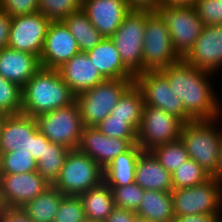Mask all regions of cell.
I'll return each mask as SVG.
<instances>
[{
  "label": "cell",
  "instance_id": "6da1fadb",
  "mask_svg": "<svg viewBox=\"0 0 222 222\" xmlns=\"http://www.w3.org/2000/svg\"><path fill=\"white\" fill-rule=\"evenodd\" d=\"M160 72L167 78L171 90L181 99L186 111V123L221 117V103L210 83L209 76L212 74L189 65L183 59Z\"/></svg>",
  "mask_w": 222,
  "mask_h": 222
},
{
  "label": "cell",
  "instance_id": "7a4b0ae2",
  "mask_svg": "<svg viewBox=\"0 0 222 222\" xmlns=\"http://www.w3.org/2000/svg\"><path fill=\"white\" fill-rule=\"evenodd\" d=\"M76 95L63 81L58 69L41 67L22 87V112L31 117L71 105Z\"/></svg>",
  "mask_w": 222,
  "mask_h": 222
},
{
  "label": "cell",
  "instance_id": "3957f363",
  "mask_svg": "<svg viewBox=\"0 0 222 222\" xmlns=\"http://www.w3.org/2000/svg\"><path fill=\"white\" fill-rule=\"evenodd\" d=\"M217 121L221 122L218 119L187 122L183 124L179 137L189 158L210 176L217 172L220 162L222 128H217Z\"/></svg>",
  "mask_w": 222,
  "mask_h": 222
},
{
  "label": "cell",
  "instance_id": "277c9868",
  "mask_svg": "<svg viewBox=\"0 0 222 222\" xmlns=\"http://www.w3.org/2000/svg\"><path fill=\"white\" fill-rule=\"evenodd\" d=\"M134 79H105L95 87L76 95L84 127H97L117 105Z\"/></svg>",
  "mask_w": 222,
  "mask_h": 222
},
{
  "label": "cell",
  "instance_id": "5b68a950",
  "mask_svg": "<svg viewBox=\"0 0 222 222\" xmlns=\"http://www.w3.org/2000/svg\"><path fill=\"white\" fill-rule=\"evenodd\" d=\"M47 142L48 139L38 130L34 117L23 113L9 114L0 132V154L17 150L30 152L38 162Z\"/></svg>",
  "mask_w": 222,
  "mask_h": 222
},
{
  "label": "cell",
  "instance_id": "8992f818",
  "mask_svg": "<svg viewBox=\"0 0 222 222\" xmlns=\"http://www.w3.org/2000/svg\"><path fill=\"white\" fill-rule=\"evenodd\" d=\"M103 182V169L88 155L73 149L68 152L59 177L52 184L65 196H79Z\"/></svg>",
  "mask_w": 222,
  "mask_h": 222
},
{
  "label": "cell",
  "instance_id": "52a82bcc",
  "mask_svg": "<svg viewBox=\"0 0 222 222\" xmlns=\"http://www.w3.org/2000/svg\"><path fill=\"white\" fill-rule=\"evenodd\" d=\"M153 11L167 26L174 50L183 59L204 28L195 6H169L159 3Z\"/></svg>",
  "mask_w": 222,
  "mask_h": 222
},
{
  "label": "cell",
  "instance_id": "ba28073f",
  "mask_svg": "<svg viewBox=\"0 0 222 222\" xmlns=\"http://www.w3.org/2000/svg\"><path fill=\"white\" fill-rule=\"evenodd\" d=\"M143 72L161 71L182 60L174 50L170 32L154 11H146Z\"/></svg>",
  "mask_w": 222,
  "mask_h": 222
},
{
  "label": "cell",
  "instance_id": "9c48e42d",
  "mask_svg": "<svg viewBox=\"0 0 222 222\" xmlns=\"http://www.w3.org/2000/svg\"><path fill=\"white\" fill-rule=\"evenodd\" d=\"M175 216L206 214L222 216V184L211 176L189 188L171 191Z\"/></svg>",
  "mask_w": 222,
  "mask_h": 222
},
{
  "label": "cell",
  "instance_id": "30bf717a",
  "mask_svg": "<svg viewBox=\"0 0 222 222\" xmlns=\"http://www.w3.org/2000/svg\"><path fill=\"white\" fill-rule=\"evenodd\" d=\"M38 130L51 142L77 149L83 132L77 102L35 117Z\"/></svg>",
  "mask_w": 222,
  "mask_h": 222
},
{
  "label": "cell",
  "instance_id": "8fae6325",
  "mask_svg": "<svg viewBox=\"0 0 222 222\" xmlns=\"http://www.w3.org/2000/svg\"><path fill=\"white\" fill-rule=\"evenodd\" d=\"M146 11L130 10L110 37L124 66L136 76L143 73V42Z\"/></svg>",
  "mask_w": 222,
  "mask_h": 222
},
{
  "label": "cell",
  "instance_id": "7c38bea8",
  "mask_svg": "<svg viewBox=\"0 0 222 222\" xmlns=\"http://www.w3.org/2000/svg\"><path fill=\"white\" fill-rule=\"evenodd\" d=\"M183 122L160 108L144 105L137 145L143 151L173 142L179 139Z\"/></svg>",
  "mask_w": 222,
  "mask_h": 222
},
{
  "label": "cell",
  "instance_id": "4fadbf2b",
  "mask_svg": "<svg viewBox=\"0 0 222 222\" xmlns=\"http://www.w3.org/2000/svg\"><path fill=\"white\" fill-rule=\"evenodd\" d=\"M51 22L40 12L13 16L8 47L40 58Z\"/></svg>",
  "mask_w": 222,
  "mask_h": 222
},
{
  "label": "cell",
  "instance_id": "5bb4252c",
  "mask_svg": "<svg viewBox=\"0 0 222 222\" xmlns=\"http://www.w3.org/2000/svg\"><path fill=\"white\" fill-rule=\"evenodd\" d=\"M134 82L142 92L145 105L160 108L186 123L182 101L171 90L167 78L160 71L139 73Z\"/></svg>",
  "mask_w": 222,
  "mask_h": 222
},
{
  "label": "cell",
  "instance_id": "9a60e30c",
  "mask_svg": "<svg viewBox=\"0 0 222 222\" xmlns=\"http://www.w3.org/2000/svg\"><path fill=\"white\" fill-rule=\"evenodd\" d=\"M51 184L37 171L0 174V191L5 207H23L42 194Z\"/></svg>",
  "mask_w": 222,
  "mask_h": 222
},
{
  "label": "cell",
  "instance_id": "2e32d148",
  "mask_svg": "<svg viewBox=\"0 0 222 222\" xmlns=\"http://www.w3.org/2000/svg\"><path fill=\"white\" fill-rule=\"evenodd\" d=\"M183 60L189 65L210 74L221 69L222 24L204 26L195 45Z\"/></svg>",
  "mask_w": 222,
  "mask_h": 222
},
{
  "label": "cell",
  "instance_id": "e0dca14e",
  "mask_svg": "<svg viewBox=\"0 0 222 222\" xmlns=\"http://www.w3.org/2000/svg\"><path fill=\"white\" fill-rule=\"evenodd\" d=\"M133 144H137V139L112 138L103 134L97 127H84L77 149L104 169Z\"/></svg>",
  "mask_w": 222,
  "mask_h": 222
},
{
  "label": "cell",
  "instance_id": "ac0fdd59",
  "mask_svg": "<svg viewBox=\"0 0 222 222\" xmlns=\"http://www.w3.org/2000/svg\"><path fill=\"white\" fill-rule=\"evenodd\" d=\"M79 52L78 44L65 24L62 21H52L39 58L41 67L58 69Z\"/></svg>",
  "mask_w": 222,
  "mask_h": 222
},
{
  "label": "cell",
  "instance_id": "d6986e66",
  "mask_svg": "<svg viewBox=\"0 0 222 222\" xmlns=\"http://www.w3.org/2000/svg\"><path fill=\"white\" fill-rule=\"evenodd\" d=\"M81 9L104 38H110L130 12L126 0H87Z\"/></svg>",
  "mask_w": 222,
  "mask_h": 222
},
{
  "label": "cell",
  "instance_id": "ffe728a7",
  "mask_svg": "<svg viewBox=\"0 0 222 222\" xmlns=\"http://www.w3.org/2000/svg\"><path fill=\"white\" fill-rule=\"evenodd\" d=\"M63 81L75 94L98 85L106 78L96 69L86 52H79L58 68Z\"/></svg>",
  "mask_w": 222,
  "mask_h": 222
},
{
  "label": "cell",
  "instance_id": "44dd1931",
  "mask_svg": "<svg viewBox=\"0 0 222 222\" xmlns=\"http://www.w3.org/2000/svg\"><path fill=\"white\" fill-rule=\"evenodd\" d=\"M41 68L39 58L9 47L0 49V76L21 88Z\"/></svg>",
  "mask_w": 222,
  "mask_h": 222
},
{
  "label": "cell",
  "instance_id": "7402d4cb",
  "mask_svg": "<svg viewBox=\"0 0 222 222\" xmlns=\"http://www.w3.org/2000/svg\"><path fill=\"white\" fill-rule=\"evenodd\" d=\"M135 183L144 190L171 192L172 175L150 151H143L139 156L135 171Z\"/></svg>",
  "mask_w": 222,
  "mask_h": 222
},
{
  "label": "cell",
  "instance_id": "603a6c76",
  "mask_svg": "<svg viewBox=\"0 0 222 222\" xmlns=\"http://www.w3.org/2000/svg\"><path fill=\"white\" fill-rule=\"evenodd\" d=\"M86 53L96 69L106 79H135V76L124 66L119 52L110 38H104Z\"/></svg>",
  "mask_w": 222,
  "mask_h": 222
},
{
  "label": "cell",
  "instance_id": "cb8c5ba5",
  "mask_svg": "<svg viewBox=\"0 0 222 222\" xmlns=\"http://www.w3.org/2000/svg\"><path fill=\"white\" fill-rule=\"evenodd\" d=\"M143 150L133 144L103 169V182L109 187H122L135 182L136 165Z\"/></svg>",
  "mask_w": 222,
  "mask_h": 222
},
{
  "label": "cell",
  "instance_id": "d4e9b609",
  "mask_svg": "<svg viewBox=\"0 0 222 222\" xmlns=\"http://www.w3.org/2000/svg\"><path fill=\"white\" fill-rule=\"evenodd\" d=\"M136 214L149 222H172L175 215L171 192L144 190Z\"/></svg>",
  "mask_w": 222,
  "mask_h": 222
},
{
  "label": "cell",
  "instance_id": "484cf974",
  "mask_svg": "<svg viewBox=\"0 0 222 222\" xmlns=\"http://www.w3.org/2000/svg\"><path fill=\"white\" fill-rule=\"evenodd\" d=\"M144 105L142 92L133 82L121 95L110 115L115 119L125 120L138 132Z\"/></svg>",
  "mask_w": 222,
  "mask_h": 222
},
{
  "label": "cell",
  "instance_id": "4316f807",
  "mask_svg": "<svg viewBox=\"0 0 222 222\" xmlns=\"http://www.w3.org/2000/svg\"><path fill=\"white\" fill-rule=\"evenodd\" d=\"M87 218L104 222L115 208L111 189L102 182L100 185L79 195Z\"/></svg>",
  "mask_w": 222,
  "mask_h": 222
},
{
  "label": "cell",
  "instance_id": "83f0119b",
  "mask_svg": "<svg viewBox=\"0 0 222 222\" xmlns=\"http://www.w3.org/2000/svg\"><path fill=\"white\" fill-rule=\"evenodd\" d=\"M62 22L75 38L80 52L93 49L104 39L81 8L64 18Z\"/></svg>",
  "mask_w": 222,
  "mask_h": 222
},
{
  "label": "cell",
  "instance_id": "f1b7e54d",
  "mask_svg": "<svg viewBox=\"0 0 222 222\" xmlns=\"http://www.w3.org/2000/svg\"><path fill=\"white\" fill-rule=\"evenodd\" d=\"M64 196L51 185L35 199L27 202L22 209L32 222H54Z\"/></svg>",
  "mask_w": 222,
  "mask_h": 222
},
{
  "label": "cell",
  "instance_id": "f546056e",
  "mask_svg": "<svg viewBox=\"0 0 222 222\" xmlns=\"http://www.w3.org/2000/svg\"><path fill=\"white\" fill-rule=\"evenodd\" d=\"M69 148L56 144L48 140L45 151L41 159L37 162V172L45 178L51 185L59 177Z\"/></svg>",
  "mask_w": 222,
  "mask_h": 222
},
{
  "label": "cell",
  "instance_id": "4dcf8cb0",
  "mask_svg": "<svg viewBox=\"0 0 222 222\" xmlns=\"http://www.w3.org/2000/svg\"><path fill=\"white\" fill-rule=\"evenodd\" d=\"M160 164L171 174L189 159L185 145L180 140L157 146L150 150Z\"/></svg>",
  "mask_w": 222,
  "mask_h": 222
},
{
  "label": "cell",
  "instance_id": "1f68e13d",
  "mask_svg": "<svg viewBox=\"0 0 222 222\" xmlns=\"http://www.w3.org/2000/svg\"><path fill=\"white\" fill-rule=\"evenodd\" d=\"M173 189L189 188L199 185L211 176L193 159L189 158L172 174Z\"/></svg>",
  "mask_w": 222,
  "mask_h": 222
},
{
  "label": "cell",
  "instance_id": "d6a6232c",
  "mask_svg": "<svg viewBox=\"0 0 222 222\" xmlns=\"http://www.w3.org/2000/svg\"><path fill=\"white\" fill-rule=\"evenodd\" d=\"M37 171V162L30 152L12 151L0 154V174H20Z\"/></svg>",
  "mask_w": 222,
  "mask_h": 222
},
{
  "label": "cell",
  "instance_id": "836d02e7",
  "mask_svg": "<svg viewBox=\"0 0 222 222\" xmlns=\"http://www.w3.org/2000/svg\"><path fill=\"white\" fill-rule=\"evenodd\" d=\"M115 207L137 211L143 200L144 189L135 182L122 187H110Z\"/></svg>",
  "mask_w": 222,
  "mask_h": 222
},
{
  "label": "cell",
  "instance_id": "e575fe53",
  "mask_svg": "<svg viewBox=\"0 0 222 222\" xmlns=\"http://www.w3.org/2000/svg\"><path fill=\"white\" fill-rule=\"evenodd\" d=\"M0 110L9 114L22 112V88L0 76Z\"/></svg>",
  "mask_w": 222,
  "mask_h": 222
},
{
  "label": "cell",
  "instance_id": "d590c367",
  "mask_svg": "<svg viewBox=\"0 0 222 222\" xmlns=\"http://www.w3.org/2000/svg\"><path fill=\"white\" fill-rule=\"evenodd\" d=\"M80 8L76 0H38V12L51 21H62Z\"/></svg>",
  "mask_w": 222,
  "mask_h": 222
},
{
  "label": "cell",
  "instance_id": "8d00e7d4",
  "mask_svg": "<svg viewBox=\"0 0 222 222\" xmlns=\"http://www.w3.org/2000/svg\"><path fill=\"white\" fill-rule=\"evenodd\" d=\"M85 217L79 196H64L54 222H81Z\"/></svg>",
  "mask_w": 222,
  "mask_h": 222
},
{
  "label": "cell",
  "instance_id": "74e56055",
  "mask_svg": "<svg viewBox=\"0 0 222 222\" xmlns=\"http://www.w3.org/2000/svg\"><path fill=\"white\" fill-rule=\"evenodd\" d=\"M97 128L106 136L119 139H137V131L125 120H119L110 114L103 119Z\"/></svg>",
  "mask_w": 222,
  "mask_h": 222
},
{
  "label": "cell",
  "instance_id": "f35d334b",
  "mask_svg": "<svg viewBox=\"0 0 222 222\" xmlns=\"http://www.w3.org/2000/svg\"><path fill=\"white\" fill-rule=\"evenodd\" d=\"M195 8L204 26L222 24V0H197Z\"/></svg>",
  "mask_w": 222,
  "mask_h": 222
},
{
  "label": "cell",
  "instance_id": "ab89813d",
  "mask_svg": "<svg viewBox=\"0 0 222 222\" xmlns=\"http://www.w3.org/2000/svg\"><path fill=\"white\" fill-rule=\"evenodd\" d=\"M0 8L11 17L38 12V0H0Z\"/></svg>",
  "mask_w": 222,
  "mask_h": 222
},
{
  "label": "cell",
  "instance_id": "60d3db41",
  "mask_svg": "<svg viewBox=\"0 0 222 222\" xmlns=\"http://www.w3.org/2000/svg\"><path fill=\"white\" fill-rule=\"evenodd\" d=\"M0 222H32L21 207H5L0 213Z\"/></svg>",
  "mask_w": 222,
  "mask_h": 222
},
{
  "label": "cell",
  "instance_id": "b9f144b4",
  "mask_svg": "<svg viewBox=\"0 0 222 222\" xmlns=\"http://www.w3.org/2000/svg\"><path fill=\"white\" fill-rule=\"evenodd\" d=\"M12 17L0 8V49L8 47Z\"/></svg>",
  "mask_w": 222,
  "mask_h": 222
},
{
  "label": "cell",
  "instance_id": "7bdbcfd3",
  "mask_svg": "<svg viewBox=\"0 0 222 222\" xmlns=\"http://www.w3.org/2000/svg\"><path fill=\"white\" fill-rule=\"evenodd\" d=\"M136 216L135 211L115 207L104 222H133Z\"/></svg>",
  "mask_w": 222,
  "mask_h": 222
},
{
  "label": "cell",
  "instance_id": "ee69618b",
  "mask_svg": "<svg viewBox=\"0 0 222 222\" xmlns=\"http://www.w3.org/2000/svg\"><path fill=\"white\" fill-rule=\"evenodd\" d=\"M130 10L153 11L160 3V0H126Z\"/></svg>",
  "mask_w": 222,
  "mask_h": 222
},
{
  "label": "cell",
  "instance_id": "f6af8a7d",
  "mask_svg": "<svg viewBox=\"0 0 222 222\" xmlns=\"http://www.w3.org/2000/svg\"><path fill=\"white\" fill-rule=\"evenodd\" d=\"M217 215H206V214H194L175 216L172 222H217Z\"/></svg>",
  "mask_w": 222,
  "mask_h": 222
},
{
  "label": "cell",
  "instance_id": "bcb514c9",
  "mask_svg": "<svg viewBox=\"0 0 222 222\" xmlns=\"http://www.w3.org/2000/svg\"><path fill=\"white\" fill-rule=\"evenodd\" d=\"M197 0H160V3L169 6H195Z\"/></svg>",
  "mask_w": 222,
  "mask_h": 222
},
{
  "label": "cell",
  "instance_id": "7dc6e473",
  "mask_svg": "<svg viewBox=\"0 0 222 222\" xmlns=\"http://www.w3.org/2000/svg\"><path fill=\"white\" fill-rule=\"evenodd\" d=\"M218 182L222 184V139H221V149H220V162L217 172L213 175Z\"/></svg>",
  "mask_w": 222,
  "mask_h": 222
},
{
  "label": "cell",
  "instance_id": "c3c4849f",
  "mask_svg": "<svg viewBox=\"0 0 222 222\" xmlns=\"http://www.w3.org/2000/svg\"><path fill=\"white\" fill-rule=\"evenodd\" d=\"M7 115H8L7 113L0 110V132H1L3 122H4L5 118L7 117Z\"/></svg>",
  "mask_w": 222,
  "mask_h": 222
},
{
  "label": "cell",
  "instance_id": "681fc988",
  "mask_svg": "<svg viewBox=\"0 0 222 222\" xmlns=\"http://www.w3.org/2000/svg\"><path fill=\"white\" fill-rule=\"evenodd\" d=\"M133 222H149V221L137 215Z\"/></svg>",
  "mask_w": 222,
  "mask_h": 222
},
{
  "label": "cell",
  "instance_id": "f907efd6",
  "mask_svg": "<svg viewBox=\"0 0 222 222\" xmlns=\"http://www.w3.org/2000/svg\"><path fill=\"white\" fill-rule=\"evenodd\" d=\"M81 222H101V221H97V220L85 217Z\"/></svg>",
  "mask_w": 222,
  "mask_h": 222
},
{
  "label": "cell",
  "instance_id": "816d5d0a",
  "mask_svg": "<svg viewBox=\"0 0 222 222\" xmlns=\"http://www.w3.org/2000/svg\"><path fill=\"white\" fill-rule=\"evenodd\" d=\"M5 208L3 202H2V198H1V191H0V213L2 212V210Z\"/></svg>",
  "mask_w": 222,
  "mask_h": 222
},
{
  "label": "cell",
  "instance_id": "f5cc1de1",
  "mask_svg": "<svg viewBox=\"0 0 222 222\" xmlns=\"http://www.w3.org/2000/svg\"><path fill=\"white\" fill-rule=\"evenodd\" d=\"M80 6H82L87 0H76Z\"/></svg>",
  "mask_w": 222,
  "mask_h": 222
},
{
  "label": "cell",
  "instance_id": "db71d44e",
  "mask_svg": "<svg viewBox=\"0 0 222 222\" xmlns=\"http://www.w3.org/2000/svg\"><path fill=\"white\" fill-rule=\"evenodd\" d=\"M217 222H222V216L218 218Z\"/></svg>",
  "mask_w": 222,
  "mask_h": 222
}]
</instances>
